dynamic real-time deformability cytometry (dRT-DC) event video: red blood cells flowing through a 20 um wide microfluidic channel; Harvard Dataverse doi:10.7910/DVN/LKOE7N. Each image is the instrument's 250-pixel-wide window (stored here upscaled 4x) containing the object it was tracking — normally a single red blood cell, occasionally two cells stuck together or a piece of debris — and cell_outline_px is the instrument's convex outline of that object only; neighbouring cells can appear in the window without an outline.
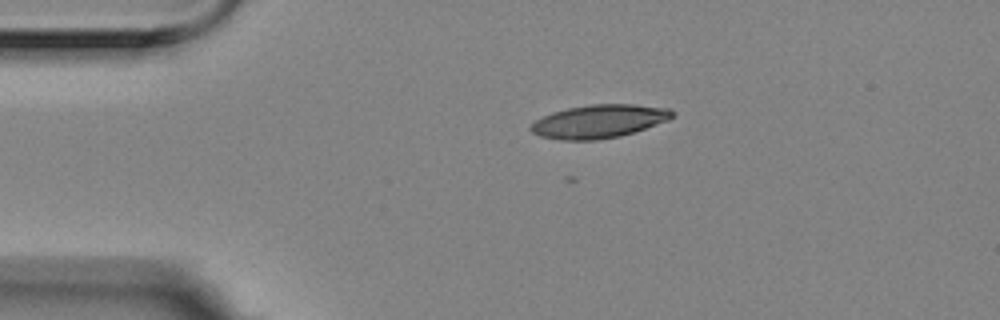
{"species": "Egyptian fruit bat (a non-hibernating species)", "species_latin": "Rousettus aegyptiacus", "temperature_condition": "room temperature", "stored_images_in_passage": 2, "camera_frame_rate_fps": 3000, "um_per_image_px": 0.085, "animal": {"sex": "female"}, "frame": {"image": 1, "passage_image": 1, "time_ms": 0.0, "image_size_px": [1000, 320], "cell_outline_px": [[676, 116], [668, 120], [620, 136], [596, 140], [560, 140], [540, 136], [532, 132], [528, 128], [536, 120], [552, 112], [568, 108], [592, 104], [636, 104], [672, 108], [676, 112]], "centroid_in_image_um": [50.95, 10.3], "position_along_channel_um": 34.0, "area_um2": 27.51}}